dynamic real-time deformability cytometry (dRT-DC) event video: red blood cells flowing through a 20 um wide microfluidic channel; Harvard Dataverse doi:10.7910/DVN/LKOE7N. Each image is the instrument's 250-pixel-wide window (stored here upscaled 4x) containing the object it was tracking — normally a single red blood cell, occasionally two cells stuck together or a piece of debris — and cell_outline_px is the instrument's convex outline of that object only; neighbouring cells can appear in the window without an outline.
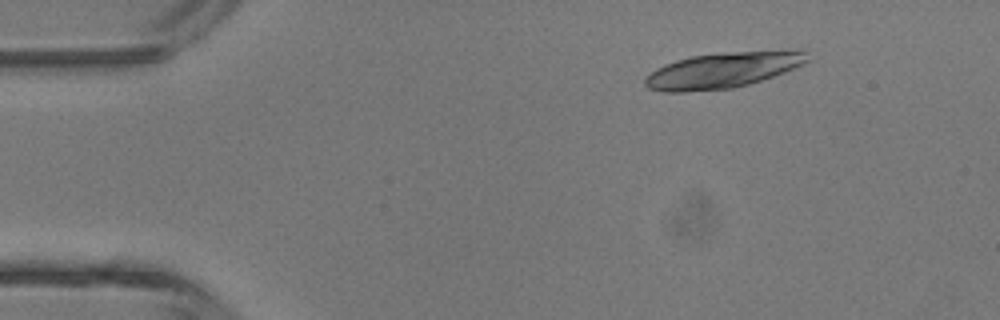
{"species": "common noctule bat (a hibernating species)", "species_latin": "Nyctalus noctula", "temperature_condition": "room temperature", "stored_images_in_passage": 3, "camera_frame_rate_fps": 3000, "um_per_image_px": 0.085, "animal": {"sex": "male", "body_mass_g": 13.3}, "frame": {"image": 1, "passage_image": 1, "time_ms": 0.0, "image_size_px": [1000, 320], "cell_outline_px": [[812, 60], [804, 64], [784, 72], [748, 84], [732, 88], [684, 92], [664, 92], [648, 88], [644, 84], [644, 80], [656, 68], [664, 64], [676, 60], [692, 56], [716, 52], [788, 48], [804, 48]], "centroid_in_image_um": [61.56, 5.91], "position_along_channel_um": 23.4, "area_um2": 34.68}}